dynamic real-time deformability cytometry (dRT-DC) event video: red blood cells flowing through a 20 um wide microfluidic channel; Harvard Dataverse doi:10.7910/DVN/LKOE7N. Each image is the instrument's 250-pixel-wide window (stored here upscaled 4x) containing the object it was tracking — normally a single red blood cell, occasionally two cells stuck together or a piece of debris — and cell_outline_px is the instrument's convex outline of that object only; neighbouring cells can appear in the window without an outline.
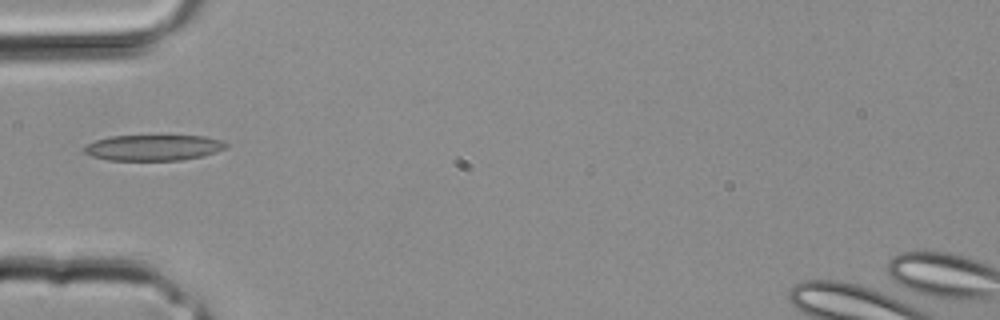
{"species": "common noctule bat (a hibernating species)", "species_latin": "Nyctalus noctula", "temperature_condition": "room temperature", "stored_images_in_passage": 31, "camera_frame_rate_fps": 3000, "um_per_image_px": 0.085, "animal": {"sex": "male", "body_mass_g": 20.4}, "frame": {"image": 1, "passage_image": 9, "time_ms": 2.667, "image_size_px": [1000, 320], "cell_outline_px": [[228, 148], [216, 152], [200, 156], [180, 160], [108, 160], [92, 156], [84, 152], [84, 148], [88, 144], [96, 140], [112, 136], [204, 136], [220, 140], [228, 144]], "centroid_in_image_um": [13.06, 12.55], "position_along_channel_um": 71.9, "area_um2": 21.1}}
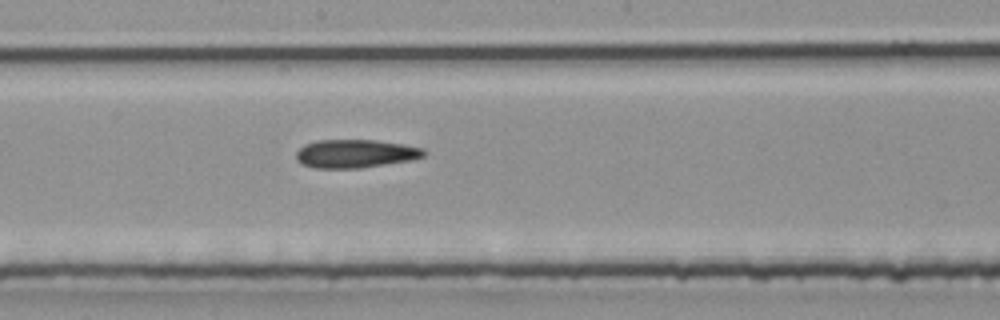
{"frame": {"image": 2, "passage_image": 16, "time_ms": 5.0, "image_size_px": [1000, 320], "cell_outline_px": [[428, 152], [424, 156], [412, 160], [360, 168], [316, 168], [304, 164], [296, 160], [296, 152], [304, 144], [316, 140], [376, 140], [424, 148]], "centroid_in_image_um": [30.22, 13.06], "position_along_channel_um": 218.0, "area_um2": 21.1}}
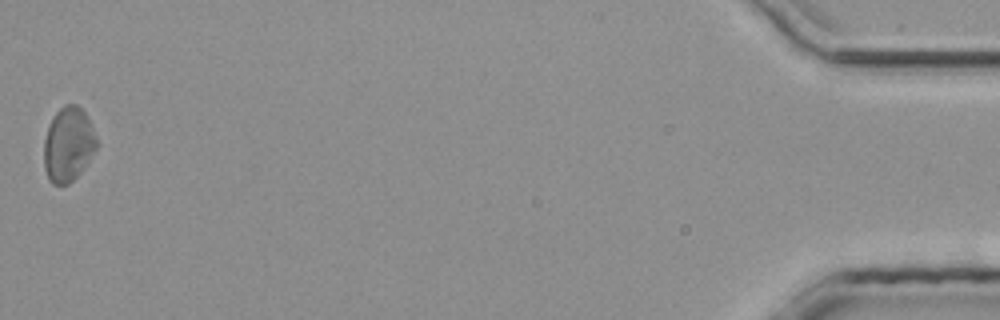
{"frame": {"image": 3, "passage_image": 31, "time_ms": 10.0, "image_size_px": [1000, 320], "cell_outline_px": [[96, 148], [84, 168], [68, 184], [52, 184], [48, 180], [44, 168], [44, 140], [48, 124], [56, 112], [64, 104], [76, 104], [88, 116], [96, 136]], "centroid_in_image_um": [5.78, 12.26], "position_along_channel_um": 429.4, "area_um2": 22.89}}